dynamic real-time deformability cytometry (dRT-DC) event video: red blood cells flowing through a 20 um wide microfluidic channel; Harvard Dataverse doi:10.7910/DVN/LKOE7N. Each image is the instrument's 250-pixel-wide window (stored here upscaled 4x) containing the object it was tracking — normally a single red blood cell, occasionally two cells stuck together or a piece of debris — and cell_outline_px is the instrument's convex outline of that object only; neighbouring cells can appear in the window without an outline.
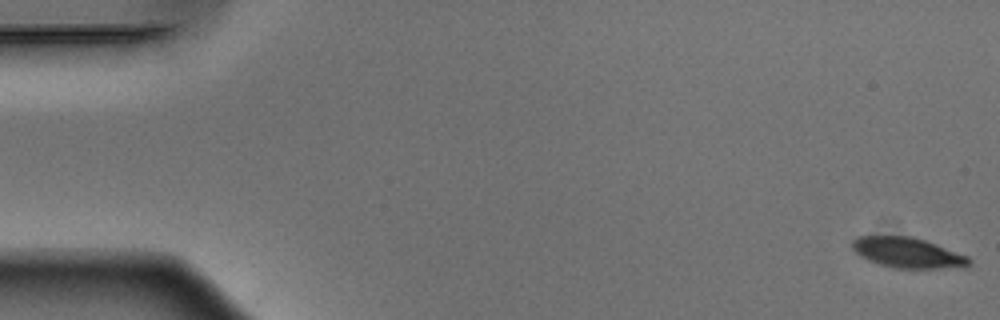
{"species": "Egyptian fruit bat (a non-hibernating species)", "species_latin": "Rousettus aegyptiacus", "temperature_condition": "warm", "stored_images_in_passage": 52, "camera_frame_rate_fps": 3000, "um_per_image_px": 0.085, "animal": {"sex": "male"}, "frame": {"image": 1, "passage_image": 1, "time_ms": 0.0, "image_size_px": [1000, 320], "cell_outline_px": [[972, 264], [968, 268], [896, 268], [880, 264], [868, 260], [860, 256], [852, 248], [852, 240], [856, 236], [868, 232], [912, 236], [936, 244], [968, 256], [972, 260]], "centroid_in_image_um": [77.1, 21.43], "position_along_channel_um": 7.9, "area_um2": 21.62}}
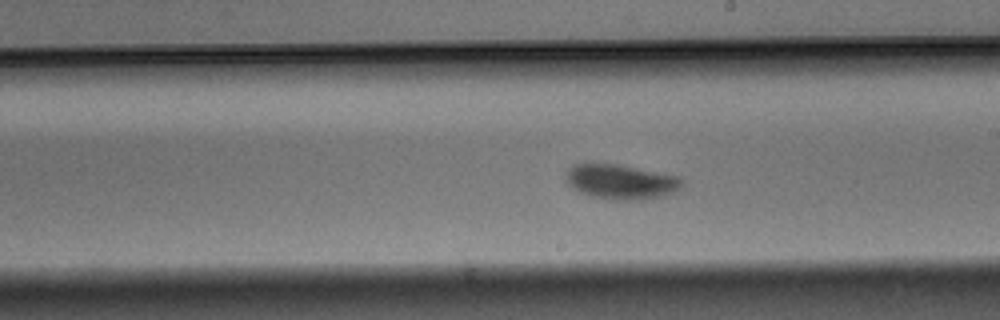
{"frame": {"image": 2, "passage_image": 30, "time_ms": 9.667, "image_size_px": [1000, 320], "cell_outline_px": [[684, 184], [680, 192], [664, 196], [640, 200], [612, 200], [592, 196], [580, 192], [568, 184], [564, 180], [564, 176], [568, 168], [572, 164], [588, 160], [616, 164], [680, 176], [684, 180]], "centroid_in_image_um": [52.77, 15.42], "position_along_channel_um": 236.2, "area_um2": 24.62}}
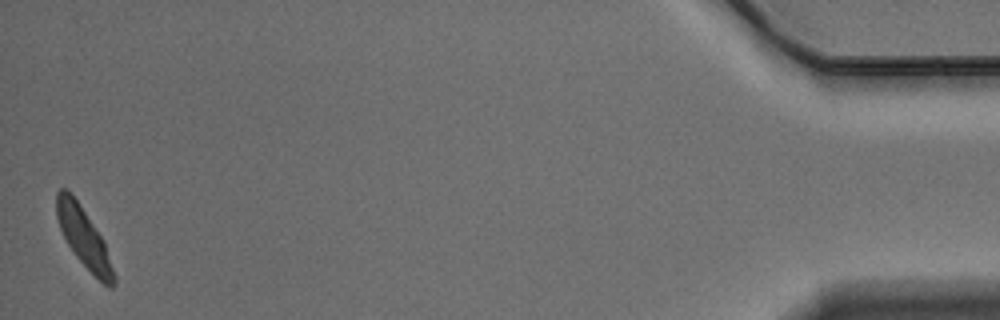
{"frame": {"image": 3, "passage_image": 52, "time_ms": 17.0, "image_size_px": [1000, 320], "cell_outline_px": [[116, 284], [112, 288], [108, 288], [76, 256], [68, 244], [60, 228], [56, 216], [56, 192], [60, 188], [68, 188], [104, 240], [116, 276]], "centroid_in_image_um": [7.13, 20.19], "position_along_channel_um": 428.1, "area_um2": 19.59}, "authors_computed_cell_mechanics": {"area_um2": 22.1374, "velocity_mm_per_s": 3.8577, "shape_relaxation_time_tau1_ms": 2.227, "shape_relaxation_time_tau2_ms": 3.4169, "deformation_change_tau1": 0.114, "deformation_change_tau2": 0.0713}}